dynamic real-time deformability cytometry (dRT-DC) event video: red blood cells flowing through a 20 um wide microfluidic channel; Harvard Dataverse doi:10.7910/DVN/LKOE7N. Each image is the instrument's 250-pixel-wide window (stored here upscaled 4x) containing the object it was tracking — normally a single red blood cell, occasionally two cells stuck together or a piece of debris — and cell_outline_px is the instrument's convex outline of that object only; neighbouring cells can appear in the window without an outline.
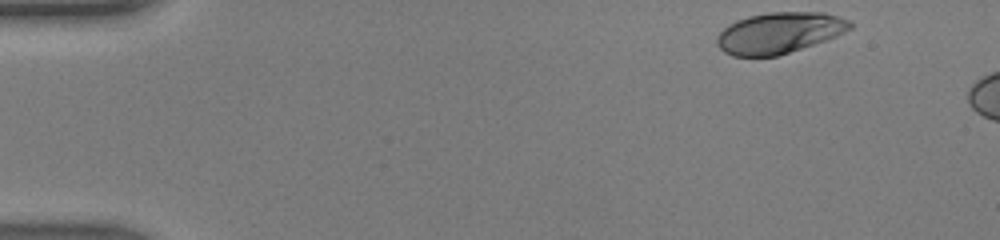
{"species": "human", "species_latin": "Homo sapiens", "temperature_condition": "warm", "stored_images_in_passage": 6, "camera_frame_rate_fps": 3000, "um_per_image_px": 0.085, "donor": {"sex": "male"}, "frame": {"image": 1, "passage_image": 1, "time_ms": 0.0, "image_size_px": [1000, 240], "cell_outline_px": [[852, 28], [836, 36], [776, 56], [732, 56], [724, 52], [716, 44], [716, 36], [728, 24], [736, 20], [748, 16], [768, 12], [824, 12], [852, 20]], "centroid_in_image_um": [66.22, 2.77], "position_along_channel_um": 18.8, "area_um2": 31.79}}